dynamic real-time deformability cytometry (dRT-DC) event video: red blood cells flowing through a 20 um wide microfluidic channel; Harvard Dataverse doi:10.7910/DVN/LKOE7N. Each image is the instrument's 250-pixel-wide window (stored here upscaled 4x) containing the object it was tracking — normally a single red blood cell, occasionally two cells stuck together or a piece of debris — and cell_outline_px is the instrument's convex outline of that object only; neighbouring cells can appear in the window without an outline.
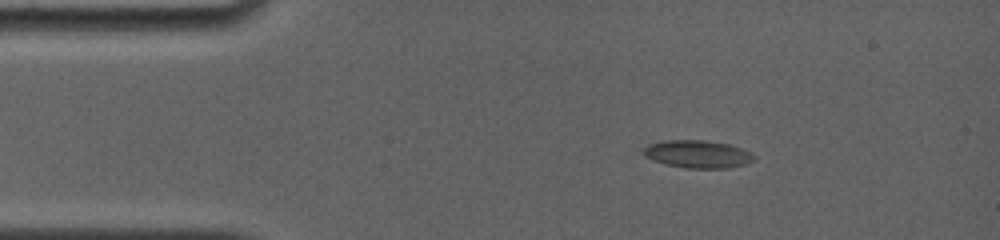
{"species": "common noctule bat (a hibernating species)", "species_latin": "Nyctalus noctula", "temperature_condition": "room temperature", "stored_images_in_passage": 46, "camera_frame_rate_fps": 4000, "um_per_image_px": 0.085, "animal": {"sex": "female", "body_mass_g": 19.0, "forearm_length_mm": 56.7}, "frame": {"image": 1, "passage_image": 1, "time_ms": 0.0, "image_size_px": [1000, 240], "cell_outline_px": [[756, 160], [748, 164], [728, 168], [684, 168], [664, 164], [652, 160], [644, 156], [644, 148], [648, 144], [664, 140], [704, 140], [732, 144], [752, 152], [756, 156]], "centroid_in_image_um": [59.36, 13.1], "position_along_channel_um": 25.6, "area_um2": 18.26}}
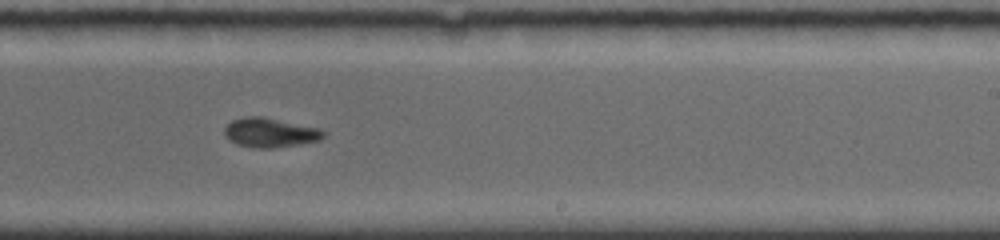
{"frame": {"image": 2, "passage_image": 18, "time_ms": 7.75, "image_size_px": [1000, 240], "cell_outline_px": [[328, 132], [320, 140], [300, 144], [272, 148], [256, 148], [236, 144], [228, 140], [224, 136], [224, 128], [232, 120], [244, 116], [264, 116], [320, 128]], "centroid_in_image_um": [22.96, 11.26], "position_along_channel_um": 266.0, "area_um2": 17.28}}
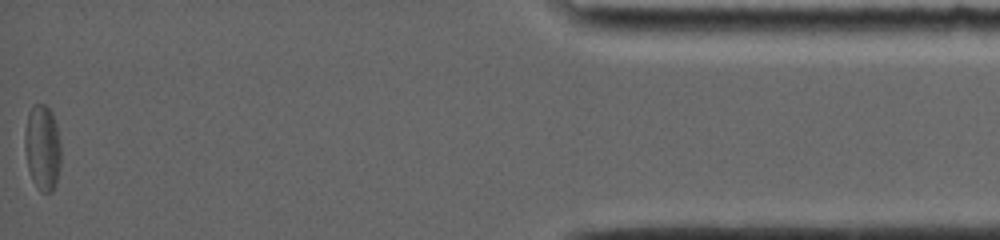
{"frame": {"image": 3, "passage_image": 46, "time_ms": 14.0, "image_size_px": [1000, 240], "cell_outline_px": [[60, 168], [56, 184], [52, 192], [40, 192], [36, 188], [32, 180], [28, 168], [24, 144], [24, 136], [28, 112], [32, 104], [44, 104], [52, 112], [56, 124], [60, 140]], "centroid_in_image_um": [3.61, 12.56], "position_along_channel_um": 431.6, "area_um2": 18.32}, "authors_computed_cell_mechanics": {"area_um2": 17.1666, "velocity_mm_per_s": 3.7845, "shape_relaxation_time_tau1_ms": null, "shape_relaxation_time_tau2_ms": 6.5617, "deformation_change_tau1": null, "deformation_change_tau2": 0.0812}}